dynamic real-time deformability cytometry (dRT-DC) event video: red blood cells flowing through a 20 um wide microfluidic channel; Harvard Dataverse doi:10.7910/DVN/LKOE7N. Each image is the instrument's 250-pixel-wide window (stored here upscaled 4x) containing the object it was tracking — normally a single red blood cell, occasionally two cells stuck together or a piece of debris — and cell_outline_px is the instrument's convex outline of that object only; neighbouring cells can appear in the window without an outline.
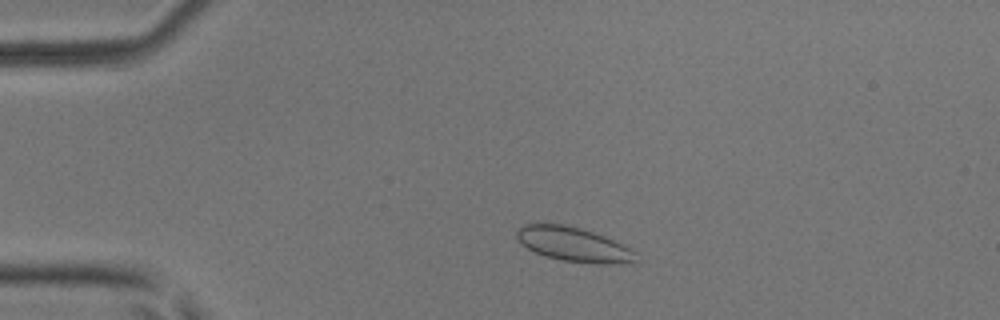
{"species": "common noctule bat (a hibernating species)", "species_latin": "Nyctalus noctula", "temperature_condition": "room temperature", "stored_images_in_passage": 3, "camera_frame_rate_fps": 3000, "um_per_image_px": 0.085, "animal": {"sex": "male", "body_mass_g": 17.9, "forearm_length_mm": 54.2}, "frame": {"image": 1, "passage_image": 2, "time_ms": 0.333, "image_size_px": [1000, 320], "cell_outline_px": [[636, 260], [616, 264], [600, 264], [564, 260], [544, 256], [528, 248], [516, 236], [516, 232], [524, 224], [544, 220], [564, 224], [580, 228], [604, 236], [624, 244], [636, 252]], "centroid_in_image_um": [48.72, 20.73], "position_along_channel_um": 36.3, "area_um2": 24.04}}